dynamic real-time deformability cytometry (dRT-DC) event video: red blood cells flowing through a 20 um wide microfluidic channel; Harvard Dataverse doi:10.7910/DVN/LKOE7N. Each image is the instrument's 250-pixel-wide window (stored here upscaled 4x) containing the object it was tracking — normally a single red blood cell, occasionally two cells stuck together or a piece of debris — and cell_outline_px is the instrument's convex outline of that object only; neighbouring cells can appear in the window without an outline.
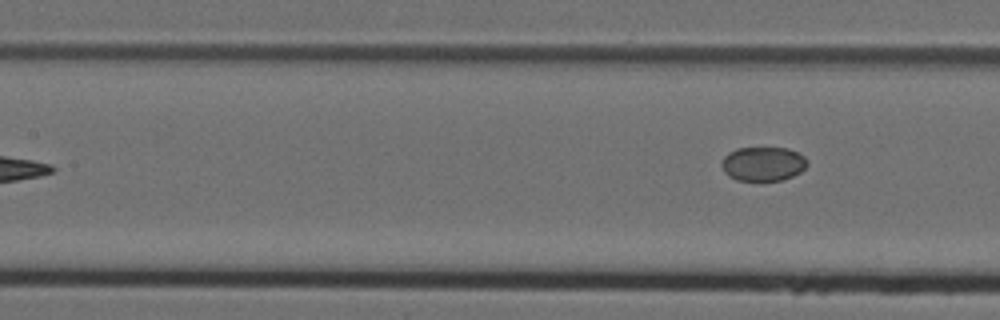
{"species": "Egyptian fruit bat (a non-hibernating species)", "species_latin": "Rousettus aegyptiacus", "temperature_condition": "cold", "stored_images_in_passage": 8, "camera_frame_rate_fps": 3000, "um_per_image_px": 0.085, "animal": {"sex": "female"}, "frame": {"image": 1, "passage_image": 8, "time_ms": 2.333, "image_size_px": [1000, 320], "cell_outline_px": [[808, 164], [800, 172], [784, 180], [736, 180], [728, 176], [724, 172], [720, 164], [724, 156], [728, 152], [736, 148], [788, 148], [804, 156], [808, 160]], "centroid_in_image_um": [64.84, 13.92], "position_along_channel_um": 142.6, "area_um2": 17.17}}